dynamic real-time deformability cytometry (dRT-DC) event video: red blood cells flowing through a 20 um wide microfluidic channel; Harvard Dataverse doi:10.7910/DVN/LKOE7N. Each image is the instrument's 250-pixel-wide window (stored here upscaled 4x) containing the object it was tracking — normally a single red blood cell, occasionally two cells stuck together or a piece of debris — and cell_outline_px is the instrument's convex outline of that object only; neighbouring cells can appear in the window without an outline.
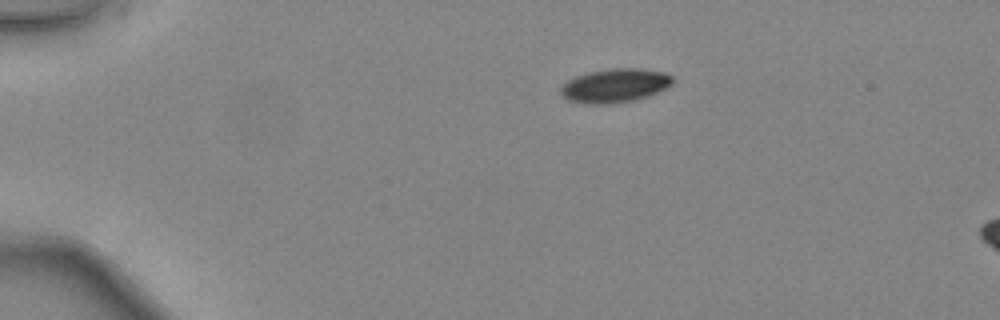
{"species": "common noctule bat (a hibernating species)", "species_latin": "Nyctalus noctula", "temperature_condition": "warm", "stored_images_in_passage": 7, "camera_frame_rate_fps": 3000, "um_per_image_px": 0.085, "animal": {"sex": "female", "body_mass_g": 24.6, "forearm_length_mm": 56.2}, "frame": {"image": 1, "passage_image": 1, "time_ms": 0.0, "image_size_px": [1000, 320], "cell_outline_px": [[676, 80], [672, 84], [648, 96], [636, 100], [608, 104], [592, 104], [568, 100], [560, 92], [560, 88], [568, 80], [576, 76], [588, 72], [612, 68], [640, 68], [664, 72], [672, 76]], "centroid_in_image_um": [52.29, 7.26], "position_along_channel_um": 32.7, "area_um2": 22.02}}